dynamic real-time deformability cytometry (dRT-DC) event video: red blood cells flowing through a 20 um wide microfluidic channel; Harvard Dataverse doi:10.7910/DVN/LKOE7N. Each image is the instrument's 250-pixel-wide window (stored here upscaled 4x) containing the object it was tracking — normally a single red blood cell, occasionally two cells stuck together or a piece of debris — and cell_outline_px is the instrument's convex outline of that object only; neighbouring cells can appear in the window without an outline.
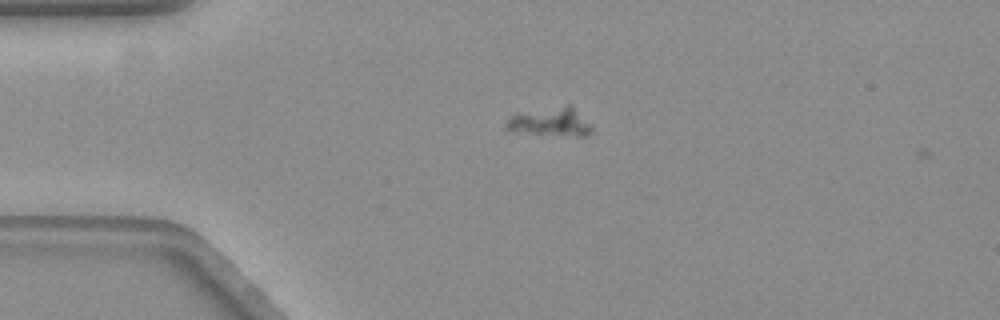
{"species": "common noctule bat (a hibernating species)", "species_latin": "Nyctalus noctula", "temperature_condition": "warm", "stored_images_in_passage": 3, "camera_frame_rate_fps": 3000, "um_per_image_px": 0.085, "animal": {"sex": "female", "body_mass_g": 19.3, "forearm_length_mm": 54.1}, "frame": {"image": 1, "passage_image": 2, "time_ms": 0.333, "image_size_px": [1000, 320], "cell_outline_px": [[592, 128], [584, 136], [580, 136], [508, 132], [504, 128], [504, 124], [512, 116], [568, 104]], "centroid_in_image_um": [46.7, 10.4], "position_along_channel_um": 38.3, "area_um2": 13.47}}